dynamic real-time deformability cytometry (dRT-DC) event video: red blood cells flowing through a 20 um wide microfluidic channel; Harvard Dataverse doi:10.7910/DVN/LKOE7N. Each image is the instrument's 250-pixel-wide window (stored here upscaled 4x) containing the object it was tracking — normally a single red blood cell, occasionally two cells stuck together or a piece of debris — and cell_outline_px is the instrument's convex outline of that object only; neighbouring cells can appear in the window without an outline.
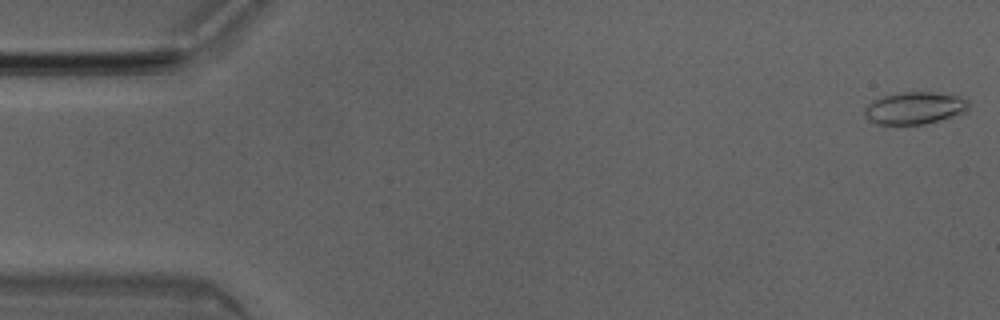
{"species": "Egyptian fruit bat (a non-hibernating species)", "species_latin": "Rousettus aegyptiacus", "temperature_condition": "room temperature", "stored_images_in_passage": 8, "camera_frame_rate_fps": 3000, "um_per_image_px": 0.085, "animal": {"sex": "male"}, "frame": {"image": 1, "passage_image": 1, "time_ms": 0.0, "image_size_px": [1000, 320], "cell_outline_px": [[968, 112], [924, 124], [876, 124], [868, 120], [864, 112], [864, 108], [872, 100], [896, 92], [932, 92], [960, 96], [968, 100]], "centroid_in_image_um": [77.75, 9.18], "position_along_channel_um": 7.3, "area_um2": 19.65}}